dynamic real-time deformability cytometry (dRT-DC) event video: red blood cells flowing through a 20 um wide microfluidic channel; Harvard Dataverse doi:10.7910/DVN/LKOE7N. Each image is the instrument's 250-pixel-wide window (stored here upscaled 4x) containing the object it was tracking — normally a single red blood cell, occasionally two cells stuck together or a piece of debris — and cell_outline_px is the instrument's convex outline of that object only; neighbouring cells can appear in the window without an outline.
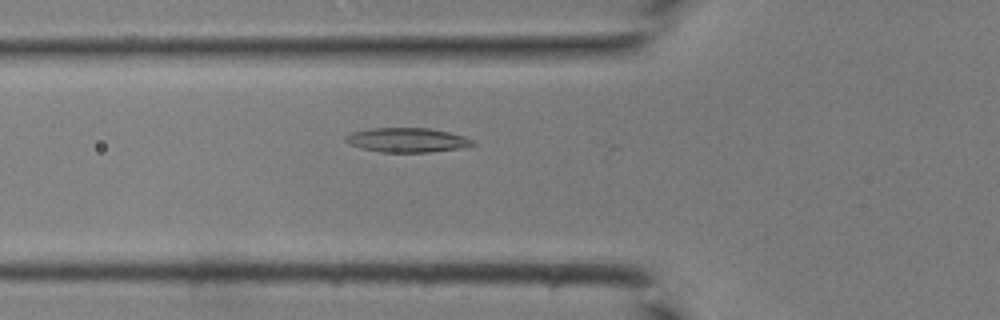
{"species": "common noctule bat (a hibernating species)", "species_latin": "Nyctalus noctula", "temperature_condition": "room temperature", "stored_images_in_passage": 11, "camera_frame_rate_fps": 3000, "um_per_image_px": 0.085, "animal": {"sex": "male", "body_mass_g": 19.0, "forearm_length_mm": 50.8}, "frame": {"image": 1, "passage_image": 10, "time_ms": 3.0, "image_size_px": [1000, 320], "cell_outline_px": [[476, 144], [464, 148], [428, 152], [380, 152], [360, 148], [344, 140], [344, 136], [352, 132], [368, 128], [428, 128], [448, 132], [464, 136], [472, 140]], "centroid_in_image_um": [34.6, 11.9], "position_along_channel_um": 91.2, "area_um2": 18.09}}